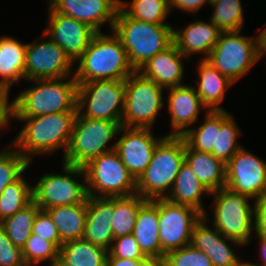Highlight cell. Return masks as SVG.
<instances>
[{"mask_svg":"<svg viewBox=\"0 0 266 266\" xmlns=\"http://www.w3.org/2000/svg\"><path fill=\"white\" fill-rule=\"evenodd\" d=\"M77 111L58 112L28 118H14L25 125L10 144L31 163L34 154L66 153Z\"/></svg>","mask_w":266,"mask_h":266,"instance_id":"cell-1","label":"cell"},{"mask_svg":"<svg viewBox=\"0 0 266 266\" xmlns=\"http://www.w3.org/2000/svg\"><path fill=\"white\" fill-rule=\"evenodd\" d=\"M67 80V81H65ZM35 86L22 90L12 101V118H28L77 111L78 83L75 76L29 80Z\"/></svg>","mask_w":266,"mask_h":266,"instance_id":"cell-2","label":"cell"},{"mask_svg":"<svg viewBox=\"0 0 266 266\" xmlns=\"http://www.w3.org/2000/svg\"><path fill=\"white\" fill-rule=\"evenodd\" d=\"M76 62L78 67L74 76L77 83L95 80L125 81L134 72L126 50L114 32L111 35L97 32Z\"/></svg>","mask_w":266,"mask_h":266,"instance_id":"cell-3","label":"cell"},{"mask_svg":"<svg viewBox=\"0 0 266 266\" xmlns=\"http://www.w3.org/2000/svg\"><path fill=\"white\" fill-rule=\"evenodd\" d=\"M112 30L121 40L134 71L173 43L170 24L149 23L129 17L120 7Z\"/></svg>","mask_w":266,"mask_h":266,"instance_id":"cell-4","label":"cell"},{"mask_svg":"<svg viewBox=\"0 0 266 266\" xmlns=\"http://www.w3.org/2000/svg\"><path fill=\"white\" fill-rule=\"evenodd\" d=\"M186 141L182 136H166L155 148L145 171L136 180V194L143 199H166L185 161ZM169 192V193H168Z\"/></svg>","mask_w":266,"mask_h":266,"instance_id":"cell-5","label":"cell"},{"mask_svg":"<svg viewBox=\"0 0 266 266\" xmlns=\"http://www.w3.org/2000/svg\"><path fill=\"white\" fill-rule=\"evenodd\" d=\"M120 127L117 122L91 119L77 112L63 162L83 168L97 156L114 150L116 143L106 146L120 134Z\"/></svg>","mask_w":266,"mask_h":266,"instance_id":"cell-6","label":"cell"},{"mask_svg":"<svg viewBox=\"0 0 266 266\" xmlns=\"http://www.w3.org/2000/svg\"><path fill=\"white\" fill-rule=\"evenodd\" d=\"M83 168L88 196L126 197L136 194V179L115 149L97 156Z\"/></svg>","mask_w":266,"mask_h":266,"instance_id":"cell-7","label":"cell"},{"mask_svg":"<svg viewBox=\"0 0 266 266\" xmlns=\"http://www.w3.org/2000/svg\"><path fill=\"white\" fill-rule=\"evenodd\" d=\"M125 100L122 126L127 128H152L158 112L165 105L163 89L154 80L134 71L124 81Z\"/></svg>","mask_w":266,"mask_h":266,"instance_id":"cell-8","label":"cell"},{"mask_svg":"<svg viewBox=\"0 0 266 266\" xmlns=\"http://www.w3.org/2000/svg\"><path fill=\"white\" fill-rule=\"evenodd\" d=\"M213 195V226L226 238L245 245L254 233V206L247 196L227 187L211 192Z\"/></svg>","mask_w":266,"mask_h":266,"instance_id":"cell-9","label":"cell"},{"mask_svg":"<svg viewBox=\"0 0 266 266\" xmlns=\"http://www.w3.org/2000/svg\"><path fill=\"white\" fill-rule=\"evenodd\" d=\"M124 100L125 85L122 80L78 83L77 112L84 117L114 121L122 126Z\"/></svg>","mask_w":266,"mask_h":266,"instance_id":"cell-10","label":"cell"},{"mask_svg":"<svg viewBox=\"0 0 266 266\" xmlns=\"http://www.w3.org/2000/svg\"><path fill=\"white\" fill-rule=\"evenodd\" d=\"M239 33L240 31L221 32L206 59L233 83L260 60L257 37H246Z\"/></svg>","mask_w":266,"mask_h":266,"instance_id":"cell-11","label":"cell"},{"mask_svg":"<svg viewBox=\"0 0 266 266\" xmlns=\"http://www.w3.org/2000/svg\"><path fill=\"white\" fill-rule=\"evenodd\" d=\"M63 173L44 174L32 186V200L41 210L56 206L74 205L87 200L86 175L84 168L63 162ZM84 176V183L75 176ZM74 176V177H73Z\"/></svg>","mask_w":266,"mask_h":266,"instance_id":"cell-12","label":"cell"},{"mask_svg":"<svg viewBox=\"0 0 266 266\" xmlns=\"http://www.w3.org/2000/svg\"><path fill=\"white\" fill-rule=\"evenodd\" d=\"M202 216L203 214L193 207L158 199L161 250L167 254L189 245L192 231Z\"/></svg>","mask_w":266,"mask_h":266,"instance_id":"cell-13","label":"cell"},{"mask_svg":"<svg viewBox=\"0 0 266 266\" xmlns=\"http://www.w3.org/2000/svg\"><path fill=\"white\" fill-rule=\"evenodd\" d=\"M225 187L254 201L266 195V162L241 147L226 163Z\"/></svg>","mask_w":266,"mask_h":266,"instance_id":"cell-14","label":"cell"},{"mask_svg":"<svg viewBox=\"0 0 266 266\" xmlns=\"http://www.w3.org/2000/svg\"><path fill=\"white\" fill-rule=\"evenodd\" d=\"M73 64L64 50L50 38L27 43L25 81L73 76Z\"/></svg>","mask_w":266,"mask_h":266,"instance_id":"cell-15","label":"cell"},{"mask_svg":"<svg viewBox=\"0 0 266 266\" xmlns=\"http://www.w3.org/2000/svg\"><path fill=\"white\" fill-rule=\"evenodd\" d=\"M48 27L43 35L58 44L75 64L97 33L88 24L55 12L48 6Z\"/></svg>","mask_w":266,"mask_h":266,"instance_id":"cell-16","label":"cell"},{"mask_svg":"<svg viewBox=\"0 0 266 266\" xmlns=\"http://www.w3.org/2000/svg\"><path fill=\"white\" fill-rule=\"evenodd\" d=\"M151 128L120 127L122 136L115 142V150L127 170L137 180L150 163L156 146L167 136L156 138Z\"/></svg>","mask_w":266,"mask_h":266,"instance_id":"cell-17","label":"cell"},{"mask_svg":"<svg viewBox=\"0 0 266 266\" xmlns=\"http://www.w3.org/2000/svg\"><path fill=\"white\" fill-rule=\"evenodd\" d=\"M48 6L101 32V25L105 23H109L112 31L120 0H51Z\"/></svg>","mask_w":266,"mask_h":266,"instance_id":"cell-18","label":"cell"},{"mask_svg":"<svg viewBox=\"0 0 266 266\" xmlns=\"http://www.w3.org/2000/svg\"><path fill=\"white\" fill-rule=\"evenodd\" d=\"M207 220L209 219L206 212L196 223L192 231L190 244L194 248L203 251L212 261L213 266H241L244 261L238 258L235 251L231 249L229 242L234 246L244 245L236 240L224 237L214 226L209 228L206 224Z\"/></svg>","mask_w":266,"mask_h":266,"instance_id":"cell-19","label":"cell"},{"mask_svg":"<svg viewBox=\"0 0 266 266\" xmlns=\"http://www.w3.org/2000/svg\"><path fill=\"white\" fill-rule=\"evenodd\" d=\"M168 90V112L172 127L168 136H183L190 126L198 121L201 109L206 107L195 91V86L183 84Z\"/></svg>","mask_w":266,"mask_h":266,"instance_id":"cell-20","label":"cell"},{"mask_svg":"<svg viewBox=\"0 0 266 266\" xmlns=\"http://www.w3.org/2000/svg\"><path fill=\"white\" fill-rule=\"evenodd\" d=\"M115 197H87V215L83 238L109 250L114 240L112 218Z\"/></svg>","mask_w":266,"mask_h":266,"instance_id":"cell-21","label":"cell"},{"mask_svg":"<svg viewBox=\"0 0 266 266\" xmlns=\"http://www.w3.org/2000/svg\"><path fill=\"white\" fill-rule=\"evenodd\" d=\"M183 58L186 57L172 43L152 57L138 71L164 89L180 86L183 85L182 80H184Z\"/></svg>","mask_w":266,"mask_h":266,"instance_id":"cell-22","label":"cell"},{"mask_svg":"<svg viewBox=\"0 0 266 266\" xmlns=\"http://www.w3.org/2000/svg\"><path fill=\"white\" fill-rule=\"evenodd\" d=\"M221 31L211 22L194 21L185 29L173 28V43L177 49L189 58L195 53H203L207 59L219 39Z\"/></svg>","mask_w":266,"mask_h":266,"instance_id":"cell-23","label":"cell"},{"mask_svg":"<svg viewBox=\"0 0 266 266\" xmlns=\"http://www.w3.org/2000/svg\"><path fill=\"white\" fill-rule=\"evenodd\" d=\"M133 235L146 258L163 262L165 253L159 240L158 199L147 200L136 216Z\"/></svg>","mask_w":266,"mask_h":266,"instance_id":"cell-24","label":"cell"},{"mask_svg":"<svg viewBox=\"0 0 266 266\" xmlns=\"http://www.w3.org/2000/svg\"><path fill=\"white\" fill-rule=\"evenodd\" d=\"M198 73L199 81L195 91L200 96L206 111L224 110L219 105L225 98V91L234 83L206 59L200 60Z\"/></svg>","mask_w":266,"mask_h":266,"instance_id":"cell-25","label":"cell"},{"mask_svg":"<svg viewBox=\"0 0 266 266\" xmlns=\"http://www.w3.org/2000/svg\"><path fill=\"white\" fill-rule=\"evenodd\" d=\"M27 44L10 36L0 37V87L9 91L14 83L25 80Z\"/></svg>","mask_w":266,"mask_h":266,"instance_id":"cell-26","label":"cell"},{"mask_svg":"<svg viewBox=\"0 0 266 266\" xmlns=\"http://www.w3.org/2000/svg\"><path fill=\"white\" fill-rule=\"evenodd\" d=\"M185 162L191 167L199 181L210 191L214 192L226 184V164L217 159L212 153L200 152L185 148Z\"/></svg>","mask_w":266,"mask_h":266,"instance_id":"cell-27","label":"cell"},{"mask_svg":"<svg viewBox=\"0 0 266 266\" xmlns=\"http://www.w3.org/2000/svg\"><path fill=\"white\" fill-rule=\"evenodd\" d=\"M205 193L211 195V192L199 181L191 167L184 161L166 199L175 204L193 207L204 215L206 210L201 198Z\"/></svg>","mask_w":266,"mask_h":266,"instance_id":"cell-28","label":"cell"},{"mask_svg":"<svg viewBox=\"0 0 266 266\" xmlns=\"http://www.w3.org/2000/svg\"><path fill=\"white\" fill-rule=\"evenodd\" d=\"M45 211L57 227L62 243L83 238L87 215V200L84 203L56 206Z\"/></svg>","mask_w":266,"mask_h":266,"instance_id":"cell-29","label":"cell"},{"mask_svg":"<svg viewBox=\"0 0 266 266\" xmlns=\"http://www.w3.org/2000/svg\"><path fill=\"white\" fill-rule=\"evenodd\" d=\"M108 250L84 238L63 243L58 266H106Z\"/></svg>","mask_w":266,"mask_h":266,"instance_id":"cell-30","label":"cell"},{"mask_svg":"<svg viewBox=\"0 0 266 266\" xmlns=\"http://www.w3.org/2000/svg\"><path fill=\"white\" fill-rule=\"evenodd\" d=\"M230 115L225 110L206 111L203 124L198 128L191 127L182 137L191 149L212 153L217 150V130Z\"/></svg>","mask_w":266,"mask_h":266,"instance_id":"cell-31","label":"cell"},{"mask_svg":"<svg viewBox=\"0 0 266 266\" xmlns=\"http://www.w3.org/2000/svg\"><path fill=\"white\" fill-rule=\"evenodd\" d=\"M40 210L32 200L23 209L0 222V227L15 246L21 249L25 246L26 241L32 234L34 219Z\"/></svg>","mask_w":266,"mask_h":266,"instance_id":"cell-32","label":"cell"},{"mask_svg":"<svg viewBox=\"0 0 266 266\" xmlns=\"http://www.w3.org/2000/svg\"><path fill=\"white\" fill-rule=\"evenodd\" d=\"M146 201L139 194L115 197V208L112 218L114 239L133 234L137 213Z\"/></svg>","mask_w":266,"mask_h":266,"instance_id":"cell-33","label":"cell"},{"mask_svg":"<svg viewBox=\"0 0 266 266\" xmlns=\"http://www.w3.org/2000/svg\"><path fill=\"white\" fill-rule=\"evenodd\" d=\"M120 8L129 17L155 24H169L165 20L172 11L169 0H120Z\"/></svg>","mask_w":266,"mask_h":266,"instance_id":"cell-34","label":"cell"},{"mask_svg":"<svg viewBox=\"0 0 266 266\" xmlns=\"http://www.w3.org/2000/svg\"><path fill=\"white\" fill-rule=\"evenodd\" d=\"M32 201V185L24 174L9 184L0 195V222L14 215Z\"/></svg>","mask_w":266,"mask_h":266,"instance_id":"cell-35","label":"cell"},{"mask_svg":"<svg viewBox=\"0 0 266 266\" xmlns=\"http://www.w3.org/2000/svg\"><path fill=\"white\" fill-rule=\"evenodd\" d=\"M210 6L214 9L210 20L221 32L241 31L244 17L240 0H216Z\"/></svg>","mask_w":266,"mask_h":266,"instance_id":"cell-36","label":"cell"},{"mask_svg":"<svg viewBox=\"0 0 266 266\" xmlns=\"http://www.w3.org/2000/svg\"><path fill=\"white\" fill-rule=\"evenodd\" d=\"M22 255L27 266H34L43 261H49V266H56L59 260V249L52 243L31 234L22 248Z\"/></svg>","mask_w":266,"mask_h":266,"instance_id":"cell-37","label":"cell"},{"mask_svg":"<svg viewBox=\"0 0 266 266\" xmlns=\"http://www.w3.org/2000/svg\"><path fill=\"white\" fill-rule=\"evenodd\" d=\"M12 146L0 152V195L4 189L19 179L30 166V162Z\"/></svg>","mask_w":266,"mask_h":266,"instance_id":"cell-38","label":"cell"},{"mask_svg":"<svg viewBox=\"0 0 266 266\" xmlns=\"http://www.w3.org/2000/svg\"><path fill=\"white\" fill-rule=\"evenodd\" d=\"M239 129L234 116L230 115L217 130V150H213L212 155L225 164L243 147L237 142Z\"/></svg>","mask_w":266,"mask_h":266,"instance_id":"cell-39","label":"cell"},{"mask_svg":"<svg viewBox=\"0 0 266 266\" xmlns=\"http://www.w3.org/2000/svg\"><path fill=\"white\" fill-rule=\"evenodd\" d=\"M163 266H213L212 261L199 249L191 244L168 252Z\"/></svg>","mask_w":266,"mask_h":266,"instance_id":"cell-40","label":"cell"},{"mask_svg":"<svg viewBox=\"0 0 266 266\" xmlns=\"http://www.w3.org/2000/svg\"><path fill=\"white\" fill-rule=\"evenodd\" d=\"M108 253L112 257L123 259L144 260L146 258L141 252L133 234L115 238Z\"/></svg>","mask_w":266,"mask_h":266,"instance_id":"cell-41","label":"cell"},{"mask_svg":"<svg viewBox=\"0 0 266 266\" xmlns=\"http://www.w3.org/2000/svg\"><path fill=\"white\" fill-rule=\"evenodd\" d=\"M32 234L52 242L58 249L63 244L60 239L58 229L54 225L52 218L44 210H40L37 213L32 227Z\"/></svg>","mask_w":266,"mask_h":266,"instance_id":"cell-42","label":"cell"},{"mask_svg":"<svg viewBox=\"0 0 266 266\" xmlns=\"http://www.w3.org/2000/svg\"><path fill=\"white\" fill-rule=\"evenodd\" d=\"M0 266H27L22 249L15 246L6 232L0 227Z\"/></svg>","mask_w":266,"mask_h":266,"instance_id":"cell-43","label":"cell"},{"mask_svg":"<svg viewBox=\"0 0 266 266\" xmlns=\"http://www.w3.org/2000/svg\"><path fill=\"white\" fill-rule=\"evenodd\" d=\"M254 205V231L257 236L266 239V195L255 200Z\"/></svg>","mask_w":266,"mask_h":266,"instance_id":"cell-44","label":"cell"},{"mask_svg":"<svg viewBox=\"0 0 266 266\" xmlns=\"http://www.w3.org/2000/svg\"><path fill=\"white\" fill-rule=\"evenodd\" d=\"M9 91L0 87V129L9 125L12 118V102L9 101Z\"/></svg>","mask_w":266,"mask_h":266,"instance_id":"cell-45","label":"cell"},{"mask_svg":"<svg viewBox=\"0 0 266 266\" xmlns=\"http://www.w3.org/2000/svg\"><path fill=\"white\" fill-rule=\"evenodd\" d=\"M207 3L206 0H169L170 10L171 8L180 9L181 11L195 13Z\"/></svg>","mask_w":266,"mask_h":266,"instance_id":"cell-46","label":"cell"},{"mask_svg":"<svg viewBox=\"0 0 266 266\" xmlns=\"http://www.w3.org/2000/svg\"><path fill=\"white\" fill-rule=\"evenodd\" d=\"M142 260L123 259L112 257L109 253L106 259V266H138Z\"/></svg>","mask_w":266,"mask_h":266,"instance_id":"cell-47","label":"cell"},{"mask_svg":"<svg viewBox=\"0 0 266 266\" xmlns=\"http://www.w3.org/2000/svg\"><path fill=\"white\" fill-rule=\"evenodd\" d=\"M257 47L259 58L261 59V56L266 53V27L257 35Z\"/></svg>","mask_w":266,"mask_h":266,"instance_id":"cell-48","label":"cell"},{"mask_svg":"<svg viewBox=\"0 0 266 266\" xmlns=\"http://www.w3.org/2000/svg\"><path fill=\"white\" fill-rule=\"evenodd\" d=\"M259 238V245H260V253H261V258H262V264L258 265V264H255V263H251L249 262L250 264H252L253 266H266V239L263 238V237H260V236H257V239Z\"/></svg>","mask_w":266,"mask_h":266,"instance_id":"cell-49","label":"cell"},{"mask_svg":"<svg viewBox=\"0 0 266 266\" xmlns=\"http://www.w3.org/2000/svg\"><path fill=\"white\" fill-rule=\"evenodd\" d=\"M138 266H163V262L153 258H145Z\"/></svg>","mask_w":266,"mask_h":266,"instance_id":"cell-50","label":"cell"},{"mask_svg":"<svg viewBox=\"0 0 266 266\" xmlns=\"http://www.w3.org/2000/svg\"><path fill=\"white\" fill-rule=\"evenodd\" d=\"M241 266H253L252 264H250L248 261H244Z\"/></svg>","mask_w":266,"mask_h":266,"instance_id":"cell-51","label":"cell"},{"mask_svg":"<svg viewBox=\"0 0 266 266\" xmlns=\"http://www.w3.org/2000/svg\"><path fill=\"white\" fill-rule=\"evenodd\" d=\"M206 1H207L208 5H211V4H213L214 2H216V0H206Z\"/></svg>","mask_w":266,"mask_h":266,"instance_id":"cell-52","label":"cell"}]
</instances>
